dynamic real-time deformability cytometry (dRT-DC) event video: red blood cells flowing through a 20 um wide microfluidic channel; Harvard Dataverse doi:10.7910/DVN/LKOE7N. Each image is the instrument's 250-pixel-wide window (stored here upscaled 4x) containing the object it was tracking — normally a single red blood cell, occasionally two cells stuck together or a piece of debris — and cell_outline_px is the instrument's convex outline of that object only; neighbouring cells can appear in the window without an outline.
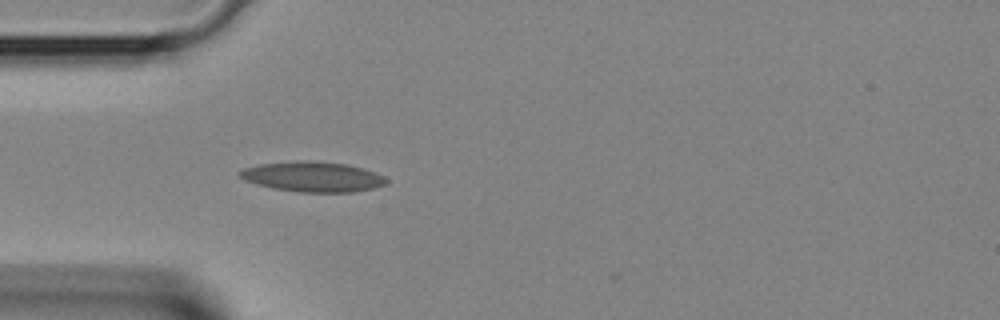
{"species": "Egyptian fruit bat (a non-hibernating species)", "species_latin": "Rousettus aegyptiacus", "temperature_condition": "room temperature", "stored_images_in_passage": 25, "camera_frame_rate_fps": 3000, "um_per_image_px": 0.085, "animal": {"sex": "female"}, "frame": {"image": 1, "passage_image": 1, "time_ms": 0.0, "image_size_px": [1000, 320], "cell_outline_px": [[388, 180], [384, 184], [372, 188], [352, 192], [300, 192], [272, 188], [256, 184], [244, 180], [236, 172], [244, 168], [260, 164], [296, 160], [312, 160], [348, 164], [384, 176]], "centroid_in_image_um": [26.52, 15.01], "position_along_channel_um": 58.5, "area_um2": 25.72}}
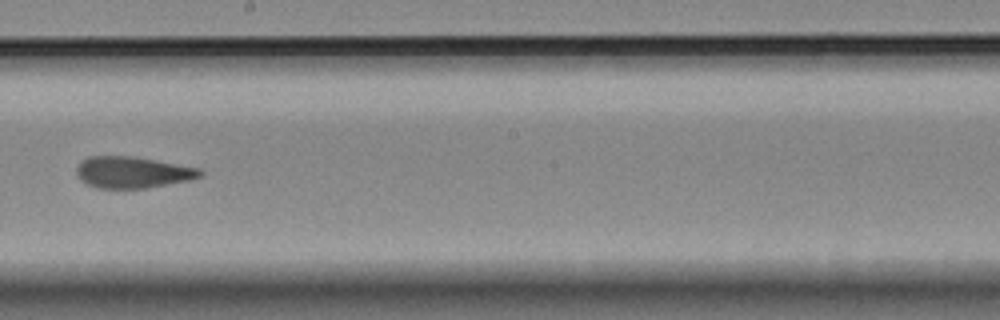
{"frame": {"image": 2, "passage_image": 12, "time_ms": 3.667, "image_size_px": [1000, 320], "cell_outline_px": [[204, 176], [192, 180], [144, 188], [96, 188], [80, 180], [76, 172], [76, 168], [80, 160], [88, 156], [136, 156], [200, 168], [204, 172]], "centroid_in_image_um": [11.29, 14.63], "position_along_channel_um": 236.9, "area_um2": 23.0}}
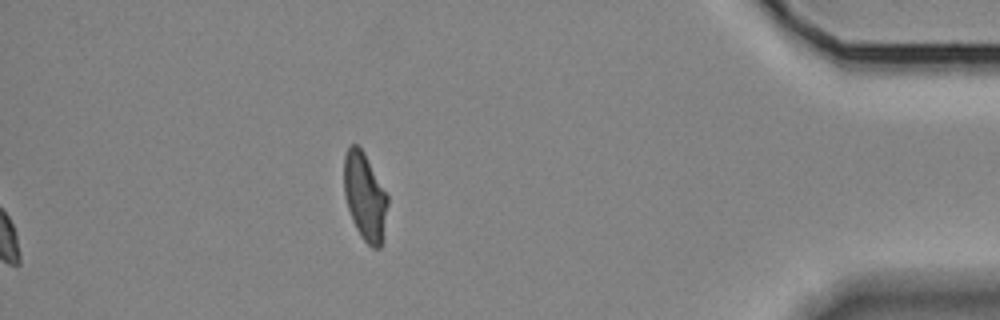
{"frame": {"image": 3, "passage_image": 25, "time_ms": 8.0, "image_size_px": [1000, 320], "cell_outline_px": [[388, 204], [380, 248], [372, 248], [360, 236], [352, 220], [344, 196], [344, 156], [348, 148], [352, 144], [356, 144], [364, 152], [388, 196]], "centroid_in_image_um": [31.0, 16.7], "position_along_channel_um": 404.2, "area_um2": 22.08}}